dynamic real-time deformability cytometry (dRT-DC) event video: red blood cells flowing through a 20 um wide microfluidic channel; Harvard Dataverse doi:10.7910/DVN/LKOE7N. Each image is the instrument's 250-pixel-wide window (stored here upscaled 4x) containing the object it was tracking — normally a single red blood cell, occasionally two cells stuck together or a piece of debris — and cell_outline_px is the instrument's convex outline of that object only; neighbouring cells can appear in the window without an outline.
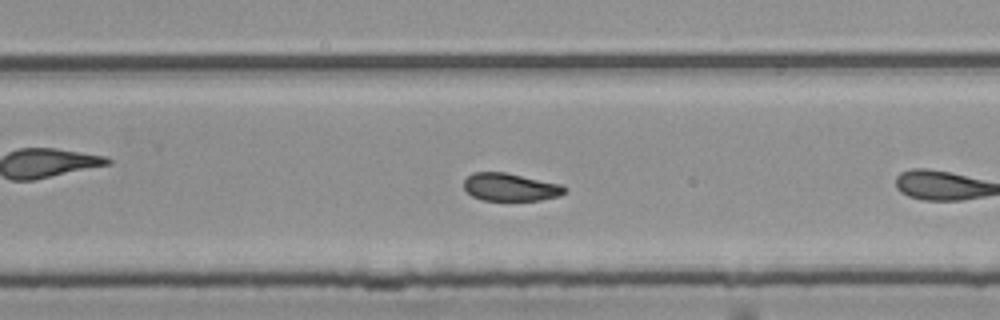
{"species": "common noctule bat (a hibernating species)", "species_latin": "Nyctalus noctula", "temperature_condition": "room temperature", "stored_images_in_passage": 16, "camera_frame_rate_fps": 3000, "um_per_image_px": 0.085, "animal": {"sex": "female", "body_mass_g": 25.1}, "frame": {"image": 1, "passage_image": 12, "time_ms": 3.667, "image_size_px": [1000, 320], "cell_outline_px": [[568, 188], [564, 192], [556, 196], [540, 200], [484, 200], [472, 196], [464, 188], [464, 180], [472, 172], [504, 172], [560, 184]], "centroid_in_image_um": [43.34, 15.9], "position_along_channel_um": 286.5, "area_um2": 16.07}}